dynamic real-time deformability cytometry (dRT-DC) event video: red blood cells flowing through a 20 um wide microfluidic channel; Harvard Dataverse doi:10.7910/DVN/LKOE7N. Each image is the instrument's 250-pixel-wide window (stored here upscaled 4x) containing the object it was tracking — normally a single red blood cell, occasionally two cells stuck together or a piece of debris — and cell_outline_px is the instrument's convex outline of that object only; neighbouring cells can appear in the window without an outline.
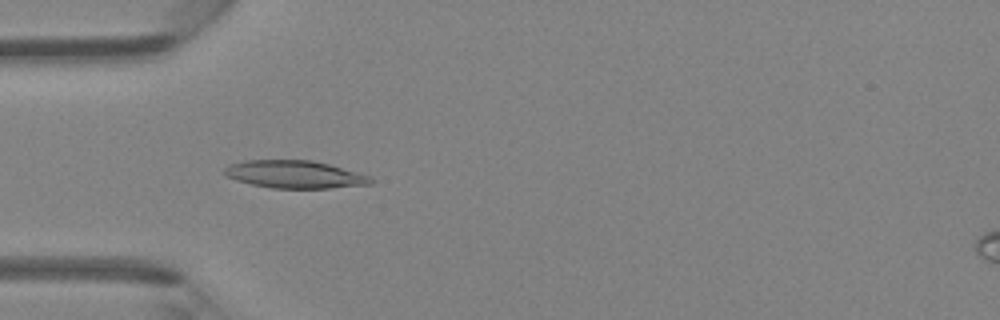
{"species": "Egyptian fruit bat (a non-hibernating species)", "species_latin": "Rousettus aegyptiacus", "temperature_condition": "room temperature", "stored_images_in_passage": 46, "camera_frame_rate_fps": 3000, "um_per_image_px": 0.085, "animal": {"sex": "female"}, "frame": {"image": 1, "passage_image": 14, "time_ms": 4.333, "image_size_px": [1000, 320], "cell_outline_px": [[376, 180], [372, 184], [328, 188], [272, 188], [252, 184], [236, 180], [224, 176], [224, 168], [228, 164], [244, 160], [312, 160], [328, 164], [372, 176]], "centroid_in_image_um": [25.05, 14.82], "position_along_channel_um": 59.9, "area_um2": 23.76}}
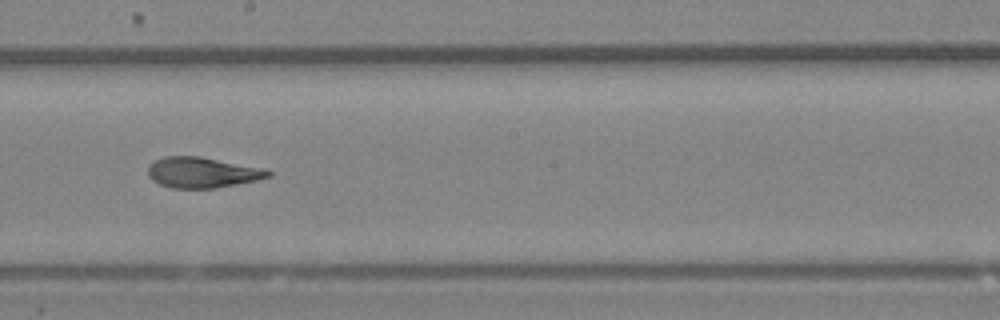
{"frame": {"image": 2, "passage_image": 26, "time_ms": 8.333, "image_size_px": [1000, 320], "cell_outline_px": [[272, 176], [256, 180], [216, 188], [172, 188], [160, 184], [152, 180], [148, 176], [148, 168], [156, 160], [164, 156], [200, 156], [264, 168], [272, 172]], "centroid_in_image_um": [17.21, 14.66], "position_along_channel_um": 231.0, "area_um2": 21.39}}
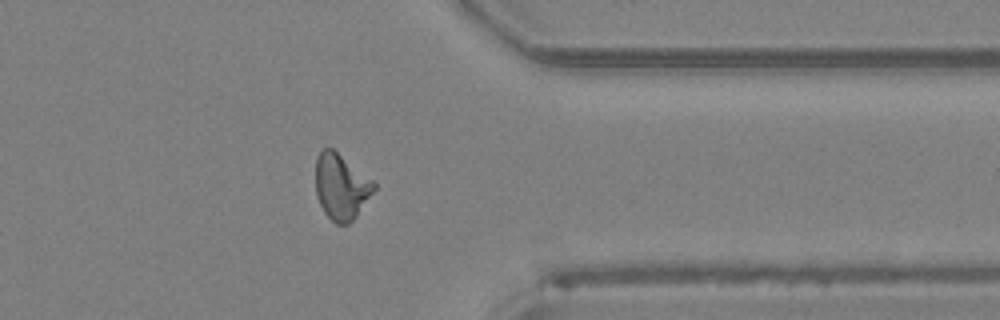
{"frame": {"image": 3, "passage_image": 37, "time_ms": 12.0, "image_size_px": [1000, 320], "cell_outline_px": [[376, 188], [356, 216], [348, 224], [336, 224], [324, 212], [320, 204], [316, 192], [316, 156], [324, 148], [332, 148], [372, 180], [376, 184]], "centroid_in_image_um": [28.98, 15.87], "position_along_channel_um": 382.4, "area_um2": 21.96}, "authors_computed_cell_mechanics": {"area_um2": 22.0218, "velocity_mm_per_s": 4.3559, "shape_relaxation_time_tau1_ms": 8.1084, "shape_relaxation_time_tau2_ms": 1.6225, "deformation_change_tau1": 0.2402, "deformation_change_tau2": 0.0965}}